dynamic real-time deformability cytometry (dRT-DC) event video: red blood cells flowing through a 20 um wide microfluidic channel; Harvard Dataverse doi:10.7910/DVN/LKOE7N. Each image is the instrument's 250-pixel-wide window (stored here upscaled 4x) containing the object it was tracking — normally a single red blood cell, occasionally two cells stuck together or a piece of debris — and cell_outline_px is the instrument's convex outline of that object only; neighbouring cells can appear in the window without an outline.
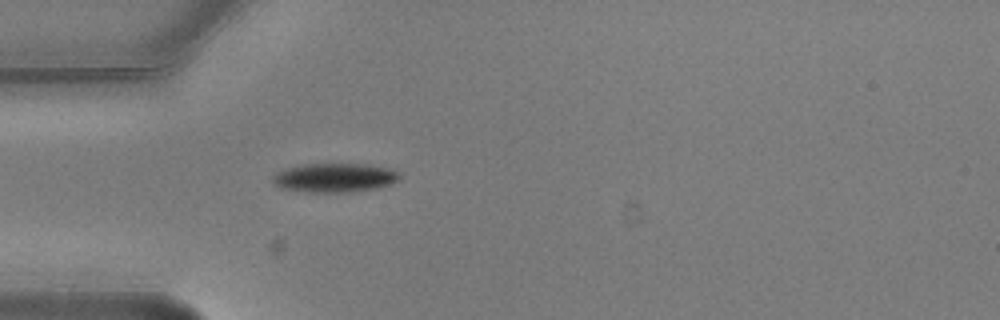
{"species": "common noctule bat (a hibernating species)", "species_latin": "Nyctalus noctula", "temperature_condition": "warm", "stored_images_in_passage": 1, "camera_frame_rate_fps": 3000, "um_per_image_px": 0.085, "animal": {"sex": "male", "body_mass_g": 20.5, "forearm_length_mm": 52.5}, "frame": {"image": 1, "passage_image": 1, "time_ms": 0.0, "image_size_px": [1000, 320], "cell_outline_px": [[400, 180], [392, 184], [376, 188], [348, 192], [308, 192], [280, 188], [272, 180], [272, 176], [276, 172], [284, 168], [300, 164], [372, 164], [392, 168], [400, 172]], "centroid_in_image_um": [28.48, 15.09], "position_along_channel_um": 56.5, "area_um2": 21.85}}